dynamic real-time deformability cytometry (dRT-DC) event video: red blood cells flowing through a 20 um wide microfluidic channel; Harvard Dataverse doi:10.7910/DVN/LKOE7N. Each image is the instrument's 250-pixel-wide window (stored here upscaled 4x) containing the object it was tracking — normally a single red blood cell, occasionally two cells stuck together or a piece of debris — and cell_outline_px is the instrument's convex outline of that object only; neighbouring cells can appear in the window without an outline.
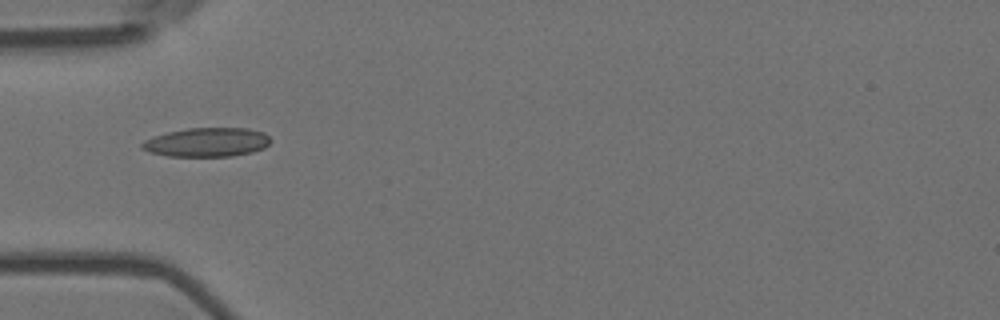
{"species": "Egyptian fruit bat (a non-hibernating species)", "species_latin": "Rousettus aegyptiacus", "temperature_condition": "room temperature", "stored_images_in_passage": 9, "camera_frame_rate_fps": 3000, "um_per_image_px": 0.085, "animal": {"sex": "female"}, "frame": {"image": 1, "passage_image": 6, "time_ms": 1.667, "image_size_px": [1000, 320], "cell_outline_px": [[272, 140], [264, 148], [252, 152], [232, 156], [168, 156], [148, 152], [140, 148], [140, 144], [144, 140], [168, 132], [188, 128], [248, 128], [264, 132]], "centroid_in_image_um": [17.59, 12.09], "position_along_channel_um": 67.4, "area_um2": 21.79}}
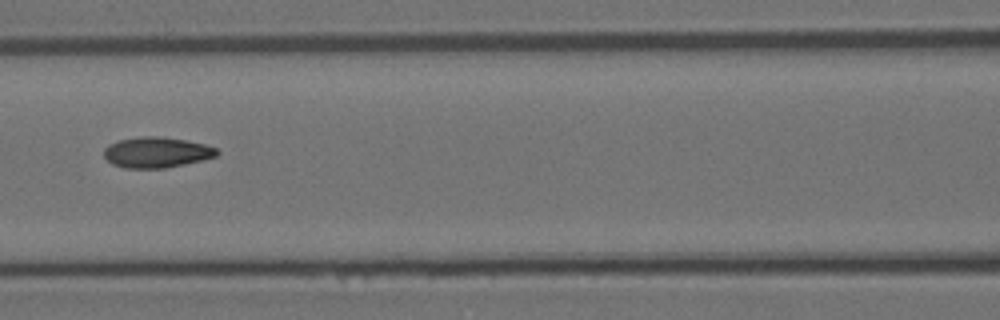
{"frame": {"image": 2, "passage_image": 8, "time_ms": 2.333, "image_size_px": [1000, 320], "cell_outline_px": [[220, 152], [216, 156], [184, 164], [164, 168], [124, 168], [112, 164], [104, 156], [104, 148], [108, 144], [120, 140], [140, 136], [160, 136], [184, 140], [204, 144], [216, 148]], "centroid_in_image_um": [13.28, 12.95], "position_along_channel_um": 153.3, "area_um2": 20.06}}
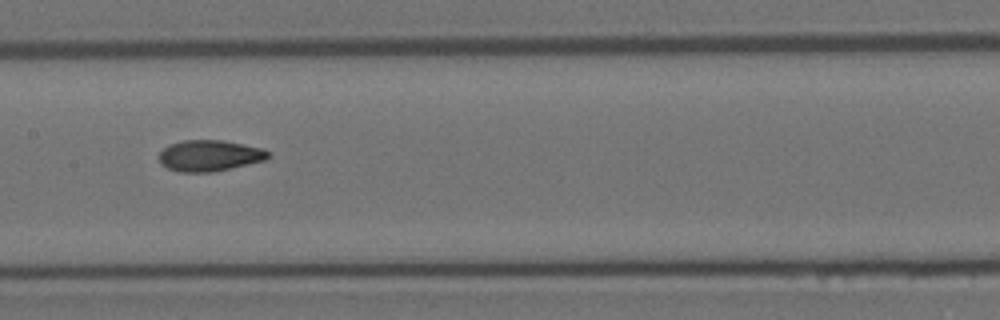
{"frame": {"image": 3, "passage_image": 9, "time_ms": 2.667, "image_size_px": [1000, 320], "cell_outline_px": [[272, 156], [264, 160], [212, 172], [180, 172], [168, 168], [160, 164], [160, 152], [168, 144], [184, 140], [224, 140], [260, 148], [268, 152]], "centroid_in_image_um": [17.78, 13.22], "position_along_channel_um": 189.6, "area_um2": 19.59}}